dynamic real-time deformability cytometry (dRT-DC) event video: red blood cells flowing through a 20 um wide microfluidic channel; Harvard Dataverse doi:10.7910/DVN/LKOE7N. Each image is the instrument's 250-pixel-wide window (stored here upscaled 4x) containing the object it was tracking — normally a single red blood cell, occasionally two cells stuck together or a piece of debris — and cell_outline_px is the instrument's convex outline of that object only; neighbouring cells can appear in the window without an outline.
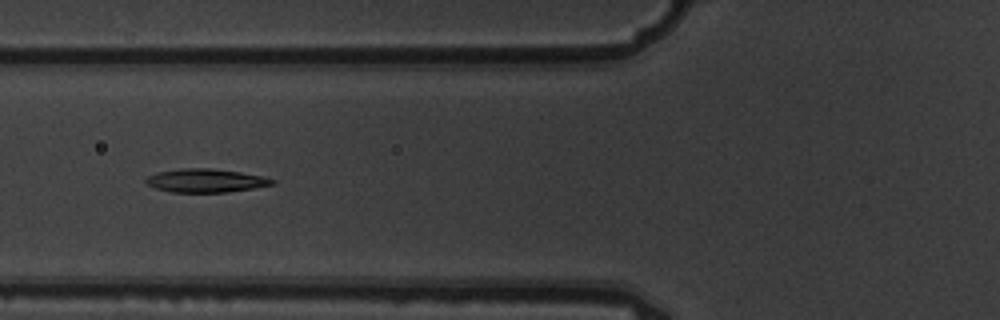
{"species": "common noctule bat (a hibernating species)", "species_latin": "Nyctalus noctula", "temperature_condition": "warm", "stored_images_in_passage": 11, "camera_frame_rate_fps": 3000, "um_per_image_px": 0.085, "animal": {"sex": "male", "body_mass_g": 19.5, "forearm_length_mm": 54.6}, "frame": {"image": 1, "passage_image": 2, "time_ms": 0.333, "image_size_px": [1000, 320], "cell_outline_px": [[276, 184], [228, 192], [172, 192], [156, 188], [148, 184], [144, 180], [148, 176], [156, 172], [180, 168], [212, 168], [240, 172], [264, 176], [276, 180]], "centroid_in_image_um": [17.51, 15.34], "position_along_channel_um": 108.3, "area_um2": 17.34}}
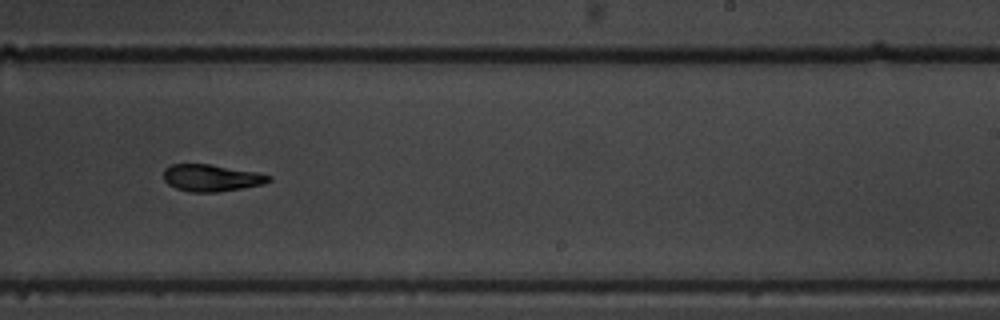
{"frame": {"image": 2, "passage_image": 6, "time_ms": 1.667, "image_size_px": [1000, 320], "cell_outline_px": [[272, 180], [264, 184], [244, 188], [216, 192], [192, 192], [176, 188], [168, 184], [164, 180], [164, 168], [168, 164], [212, 164], [256, 172], [272, 176]], "centroid_in_image_um": [17.97, 15.11], "position_along_channel_um": 271.0, "area_um2": 16.65}}
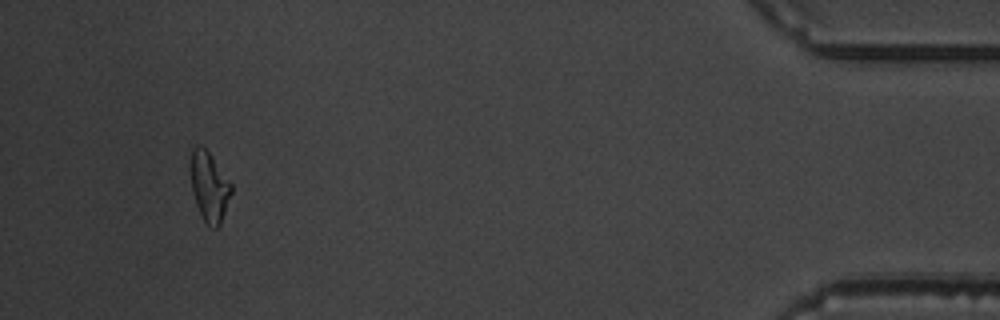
{"frame": {"image": 3, "passage_image": 10, "time_ms": 3.0, "image_size_px": [1000, 320], "cell_outline_px": [[232, 192], [220, 224], [216, 228], [212, 228], [204, 220], [196, 204], [192, 192], [188, 164], [192, 148], [196, 144], [204, 148], [212, 156], [232, 184]], "centroid_in_image_um": [17.75, 15.81], "position_along_channel_um": 417.4, "area_um2": 16.7}}